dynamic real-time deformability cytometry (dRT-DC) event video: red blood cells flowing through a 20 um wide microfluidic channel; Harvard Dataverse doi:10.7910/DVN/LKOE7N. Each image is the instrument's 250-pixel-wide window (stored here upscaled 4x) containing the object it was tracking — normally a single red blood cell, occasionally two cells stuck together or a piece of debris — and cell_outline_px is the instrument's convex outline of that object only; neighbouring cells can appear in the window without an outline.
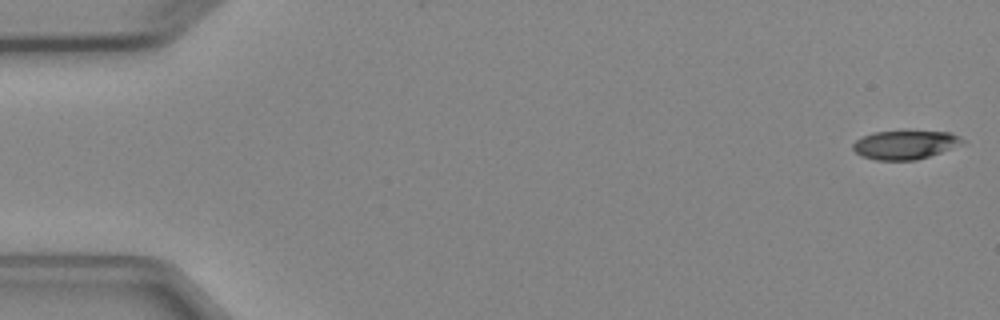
{"species": "Egyptian fruit bat (a non-hibernating species)", "species_latin": "Rousettus aegyptiacus", "temperature_condition": "cold", "stored_images_in_passage": 4, "camera_frame_rate_fps": 3000, "um_per_image_px": 0.085, "animal": {"sex": "female"}, "frame": {"image": 1, "passage_image": 1, "time_ms": 0.0, "image_size_px": [1000, 320], "cell_outline_px": [[964, 144], [916, 160], [876, 160], [864, 156], [856, 152], [852, 148], [852, 144], [856, 140], [864, 136], [876, 132], [948, 132], [960, 136], [964, 140]], "centroid_in_image_um": [76.94, 12.32], "position_along_channel_um": 8.1, "area_um2": 17.92}}
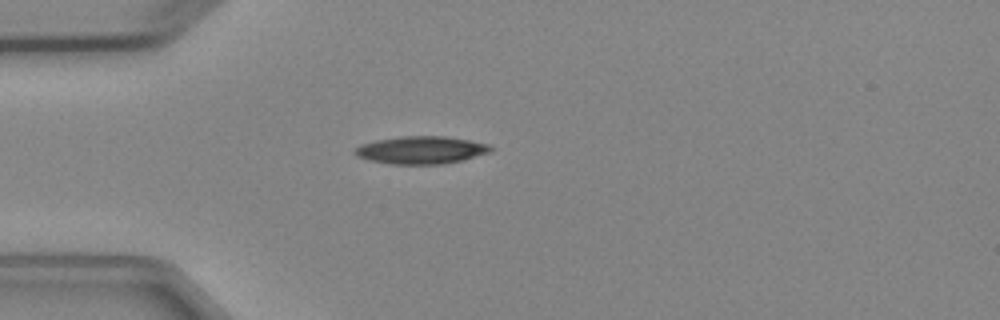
{"frame": {"image": 2, "passage_image": 4, "time_ms": 4.333, "image_size_px": [1000, 320], "cell_outline_px": [[492, 148], [488, 152], [460, 160], [444, 164], [392, 164], [368, 160], [356, 156], [352, 152], [360, 144], [376, 140], [404, 136], [444, 136], [468, 140], [488, 144]], "centroid_in_image_um": [35.72, 12.75], "position_along_channel_um": 49.3, "area_um2": 21.62}}